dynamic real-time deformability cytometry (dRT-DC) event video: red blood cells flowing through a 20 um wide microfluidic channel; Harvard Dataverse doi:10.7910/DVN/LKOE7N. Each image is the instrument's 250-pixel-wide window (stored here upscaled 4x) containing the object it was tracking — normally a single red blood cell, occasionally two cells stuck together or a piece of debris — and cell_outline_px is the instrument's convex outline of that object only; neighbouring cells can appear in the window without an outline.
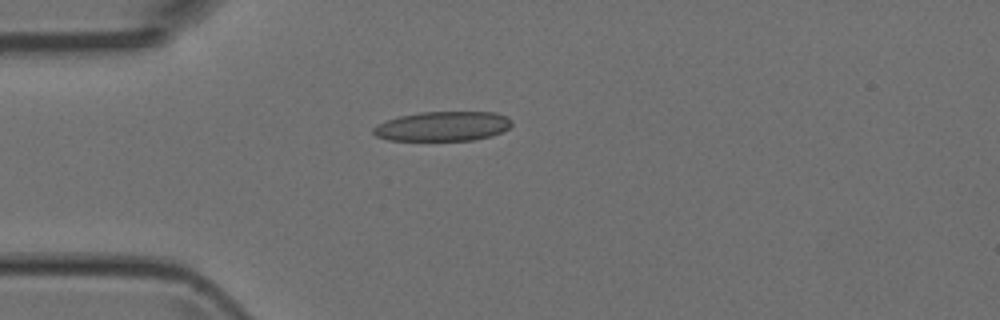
{"species": "Egyptian fruit bat (a non-hibernating species)", "species_latin": "Rousettus aegyptiacus", "temperature_condition": "room temperature", "stored_images_in_passage": 43, "camera_frame_rate_fps": 3000, "um_per_image_px": 0.085, "animal": {"sex": "female"}, "frame": {"image": 1, "passage_image": 7, "time_ms": 2.0, "image_size_px": [1000, 320], "cell_outline_px": [[512, 124], [508, 128], [492, 136], [472, 140], [388, 140], [376, 136], [372, 132], [372, 128], [388, 120], [400, 116], [420, 112], [496, 112], [508, 116], [512, 120]], "centroid_in_image_um": [37.67, 10.73], "position_along_channel_um": 47.3, "area_um2": 23.81}}
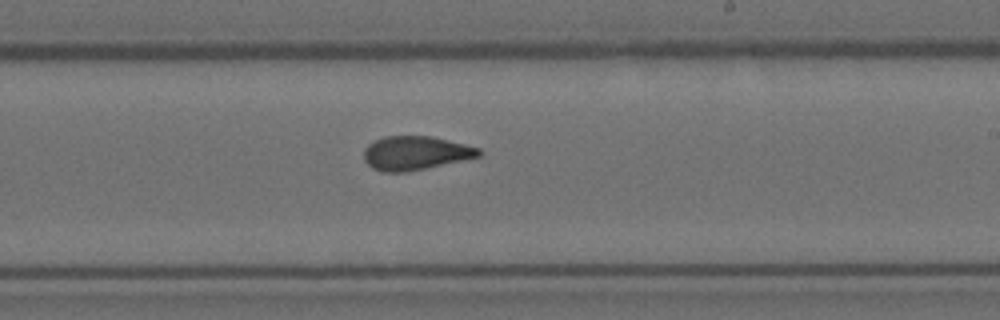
{"frame": {"image": 2, "passage_image": 23, "time_ms": 7.333, "image_size_px": [1000, 320], "cell_outline_px": [[484, 152], [480, 156], [424, 168], [404, 172], [380, 172], [372, 168], [364, 160], [364, 148], [368, 144], [384, 136], [432, 136], [480, 148]], "centroid_in_image_um": [35.29, 13.0], "position_along_channel_um": 253.7, "area_um2": 22.54}}
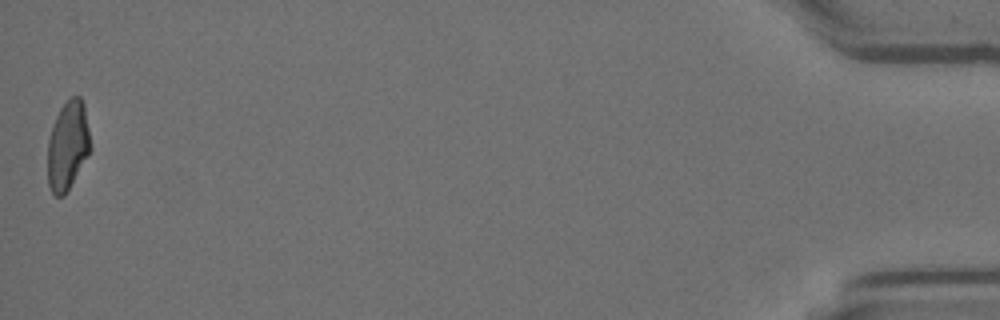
{"frame": {"image": 3, "passage_image": 43, "time_ms": 14.0, "image_size_px": [1000, 320], "cell_outline_px": [[92, 148], [88, 156], [64, 196], [56, 196], [52, 192], [48, 184], [48, 140], [52, 124], [60, 108], [68, 96], [80, 96], [84, 104]], "centroid_in_image_um": [5.77, 12.33], "position_along_channel_um": 429.4, "area_um2": 22.37}}